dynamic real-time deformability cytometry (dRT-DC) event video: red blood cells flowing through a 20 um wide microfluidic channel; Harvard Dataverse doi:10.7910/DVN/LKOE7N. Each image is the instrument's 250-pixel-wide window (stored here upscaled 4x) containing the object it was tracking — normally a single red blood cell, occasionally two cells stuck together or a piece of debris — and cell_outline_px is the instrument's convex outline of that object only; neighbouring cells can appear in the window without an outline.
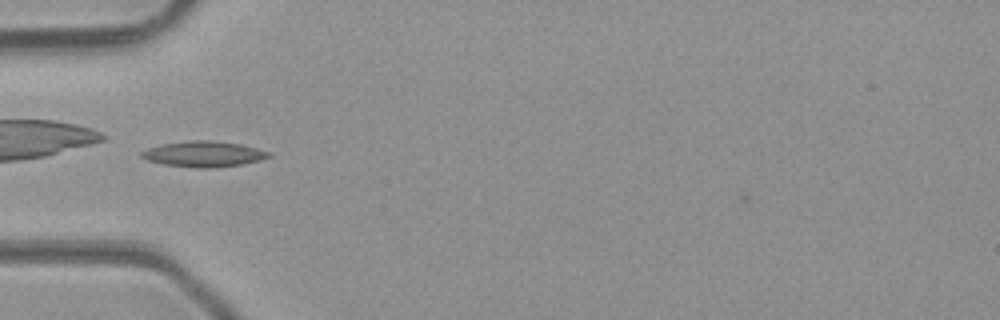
{"species": "common noctule bat (a hibernating species)", "species_latin": "Nyctalus noctula", "temperature_condition": "room temperature", "stored_images_in_passage": 32, "camera_frame_rate_fps": 3000, "um_per_image_px": 0.085, "animal": {"sex": "male", "body_mass_g": 23.1, "forearm_length_mm": 52.7}, "frame": {"image": 1, "passage_image": 1, "time_ms": 0.0, "image_size_px": [1000, 320], "cell_outline_px": [[272, 156], [260, 160], [240, 164], [212, 168], [196, 168], [164, 164], [148, 160], [140, 156], [140, 152], [148, 148], [160, 144], [188, 140], [208, 140], [240, 144], [272, 152]], "centroid_in_image_um": [17.31, 13.08], "position_along_channel_um": 67.7, "area_um2": 19.02}}
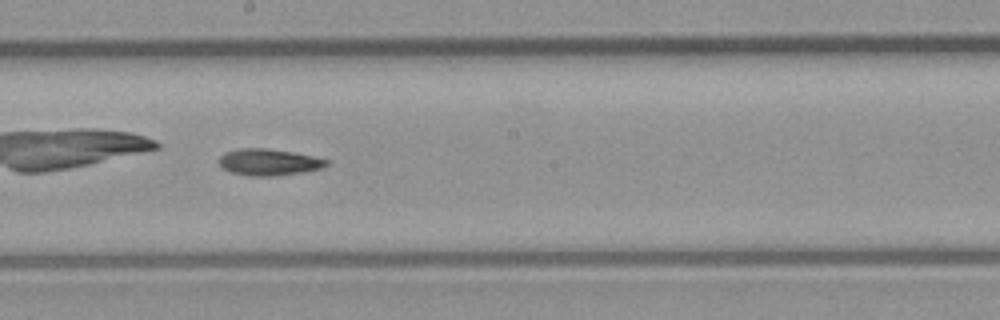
{"frame": {"image": 2, "passage_image": 12, "time_ms": 3.667, "image_size_px": [1000, 320], "cell_outline_px": [[328, 164], [324, 168], [276, 176], [252, 176], [232, 172], [224, 168], [216, 160], [224, 152], [240, 148], [264, 148], [292, 152], [312, 156], [328, 160]], "centroid_in_image_um": [22.83, 13.78], "position_along_channel_um": 225.4, "area_um2": 16.53}}
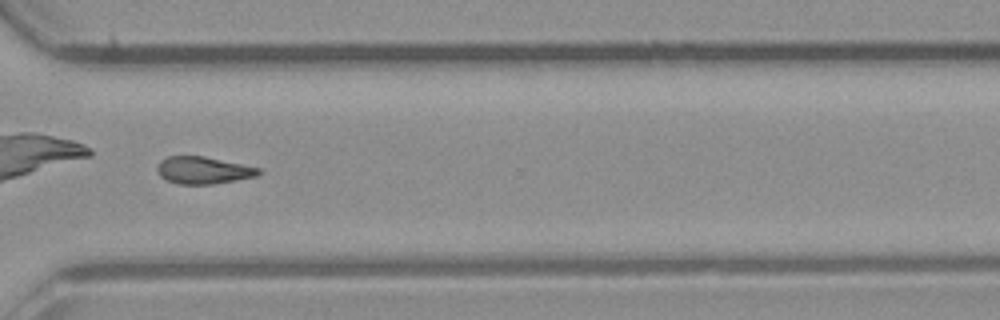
{"frame": {"image": 3, "passage_image": 21, "time_ms": 6.667, "image_size_px": [1000, 320], "cell_outline_px": [[260, 172], [256, 176], [236, 180], [212, 184], [180, 184], [168, 180], [160, 176], [156, 168], [156, 164], [160, 160], [168, 156], [204, 156], [260, 168]], "centroid_in_image_um": [17.24, 14.46], "position_along_channel_um": 353.4, "area_um2": 15.95}}